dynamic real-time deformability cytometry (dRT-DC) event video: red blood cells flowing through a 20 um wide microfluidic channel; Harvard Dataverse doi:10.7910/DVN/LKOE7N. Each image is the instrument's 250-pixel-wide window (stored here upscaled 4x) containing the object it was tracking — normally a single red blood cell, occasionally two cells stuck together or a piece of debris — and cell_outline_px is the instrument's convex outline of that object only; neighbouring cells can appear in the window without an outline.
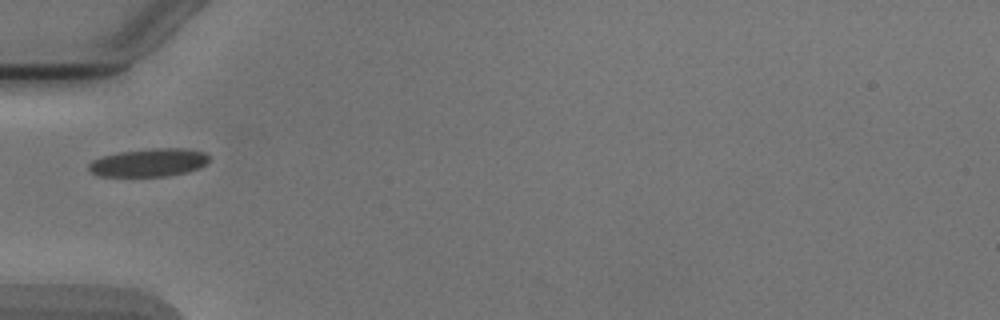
{"species": "Egyptian fruit bat (a non-hibernating species)", "species_latin": "Rousettus aegyptiacus", "temperature_condition": "cold", "stored_images_in_passage": 6, "camera_frame_rate_fps": 3000, "um_per_image_px": 0.085, "animal": {"sex": "male"}, "frame": {"image": 1, "passage_image": 5, "time_ms": 5.667, "image_size_px": [1000, 320], "cell_outline_px": [[208, 164], [200, 168], [188, 172], [168, 176], [100, 176], [92, 172], [88, 168], [88, 164], [92, 160], [104, 156], [120, 152], [152, 148], [188, 148], [208, 152]], "centroid_in_image_um": [12.73, 13.81], "position_along_channel_um": 72.3, "area_um2": 19.88}}
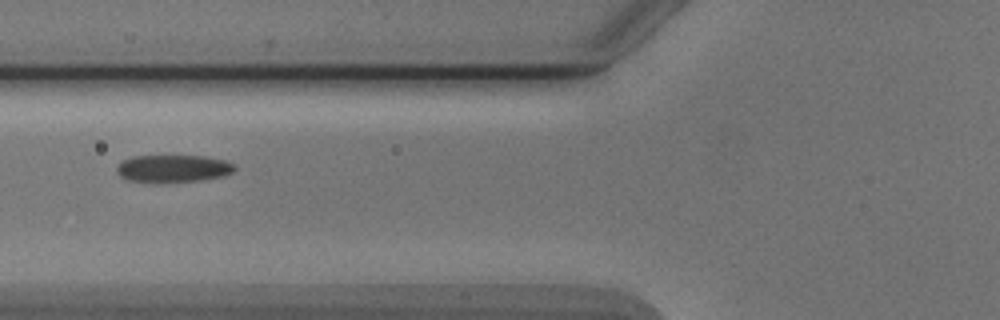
{"frame": {"image": 2, "passage_image": 6, "time_ms": 6.667, "image_size_px": [1000, 320], "cell_outline_px": [[236, 168], [232, 172], [224, 176], [200, 180], [164, 184], [156, 184], [128, 180], [120, 176], [116, 172], [116, 168], [124, 160], [132, 156], [204, 156], [224, 160], [232, 164]], "centroid_in_image_um": [14.68, 14.36], "position_along_channel_um": 111.1, "area_um2": 19.19}}